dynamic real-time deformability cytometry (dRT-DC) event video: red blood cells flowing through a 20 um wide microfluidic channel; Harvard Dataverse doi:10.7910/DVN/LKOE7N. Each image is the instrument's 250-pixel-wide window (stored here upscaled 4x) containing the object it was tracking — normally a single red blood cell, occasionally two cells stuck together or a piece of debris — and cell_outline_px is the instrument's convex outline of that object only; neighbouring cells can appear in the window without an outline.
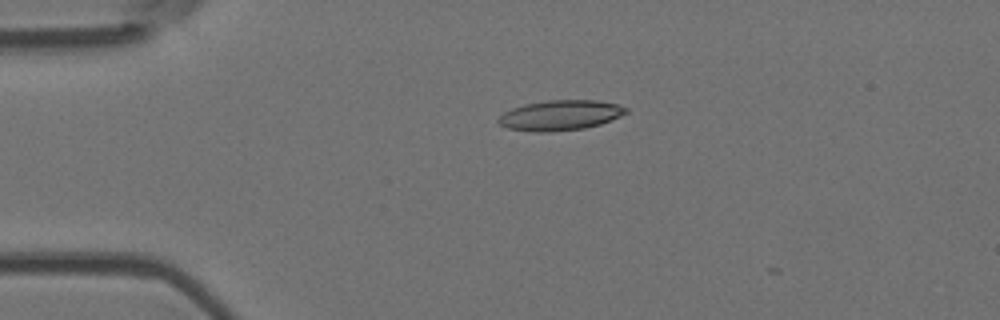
{"species": "Egyptian fruit bat (a non-hibernating species)", "species_latin": "Rousettus aegyptiacus", "temperature_condition": "room temperature", "stored_images_in_passage": 2, "camera_frame_rate_fps": 3000, "um_per_image_px": 0.085, "animal": {"sex": "female"}, "frame": {"image": 1, "passage_image": 1, "time_ms": 0.0, "image_size_px": [1000, 320], "cell_outline_px": [[628, 112], [620, 116], [600, 124], [584, 128], [552, 132], [536, 132], [508, 128], [500, 124], [496, 120], [504, 112], [512, 108], [524, 104], [548, 100], [596, 100], [616, 104], [628, 108]], "centroid_in_image_um": [47.61, 9.79], "position_along_channel_um": 37.4, "area_um2": 22.37}}